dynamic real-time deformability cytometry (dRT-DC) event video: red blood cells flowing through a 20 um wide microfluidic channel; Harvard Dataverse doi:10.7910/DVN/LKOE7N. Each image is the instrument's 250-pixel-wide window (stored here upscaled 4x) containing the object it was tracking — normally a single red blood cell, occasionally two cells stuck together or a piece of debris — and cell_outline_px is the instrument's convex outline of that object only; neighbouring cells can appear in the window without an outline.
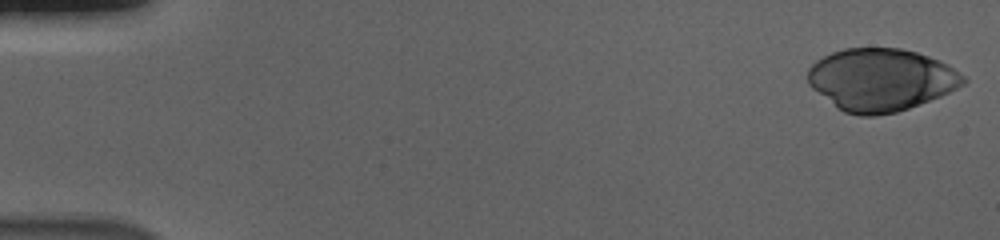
{"species": "human", "species_latin": "Homo sapiens", "temperature_condition": "cold", "stored_images_in_passage": 55, "camera_frame_rate_fps": 3000, "um_per_image_px": 0.085, "donor": {"sex": "male"}, "frame": {"image": 1, "passage_image": 1, "time_ms": 0.0, "image_size_px": [1000, 240], "cell_outline_px": [[968, 80], [964, 84], [940, 96], [908, 108], [896, 112], [876, 116], [860, 116], [844, 112], [836, 108], [812, 88], [808, 84], [808, 68], [816, 60], [832, 52], [844, 48], [900, 48], [916, 52], [940, 60], [948, 64], [964, 76]], "centroid_in_image_um": [74.86, 6.78], "position_along_channel_um": 10.1, "area_um2": 56.64}}
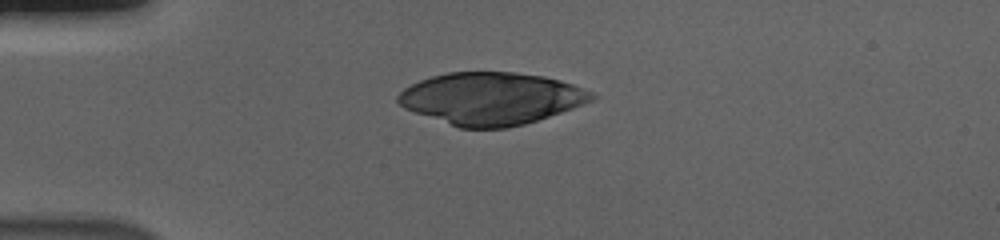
{"frame": {"image": 2, "passage_image": 14, "time_ms": 4.333, "image_size_px": [1000, 240], "cell_outline_px": [[596, 96], [592, 100], [572, 108], [524, 124], [508, 128], [460, 128], [404, 108], [396, 100], [396, 96], [404, 88], [420, 80], [432, 76], [448, 72], [512, 72], [544, 76], [560, 80], [572, 84], [592, 92]], "centroid_in_image_um": [41.72, 8.37], "position_along_channel_um": 43.3, "area_um2": 58.49}}